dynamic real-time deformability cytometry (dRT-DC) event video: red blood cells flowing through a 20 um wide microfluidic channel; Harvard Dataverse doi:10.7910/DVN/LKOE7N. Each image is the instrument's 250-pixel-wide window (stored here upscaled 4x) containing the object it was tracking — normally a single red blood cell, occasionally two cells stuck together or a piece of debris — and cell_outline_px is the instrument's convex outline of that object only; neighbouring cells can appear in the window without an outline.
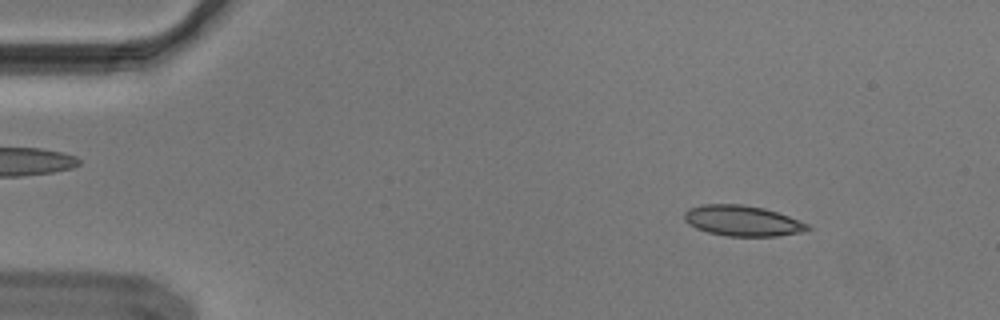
{"species": "Egyptian fruit bat (a non-hibernating species)", "species_latin": "Rousettus aegyptiacus", "temperature_condition": "cold", "stored_images_in_passage": 53, "camera_frame_rate_fps": 3000, "um_per_image_px": 0.085, "animal": {"sex": "male"}, "frame": {"image": 1, "passage_image": 6, "time_ms": 1.667, "image_size_px": [1000, 320], "cell_outline_px": [[812, 228], [804, 232], [776, 236], [728, 236], [708, 232], [696, 228], [688, 224], [684, 220], [684, 212], [688, 208], [704, 204], [740, 204], [764, 208], [800, 220], [808, 224]], "centroid_in_image_um": [63.1, 18.77], "position_along_channel_um": 21.9, "area_um2": 22.02}}
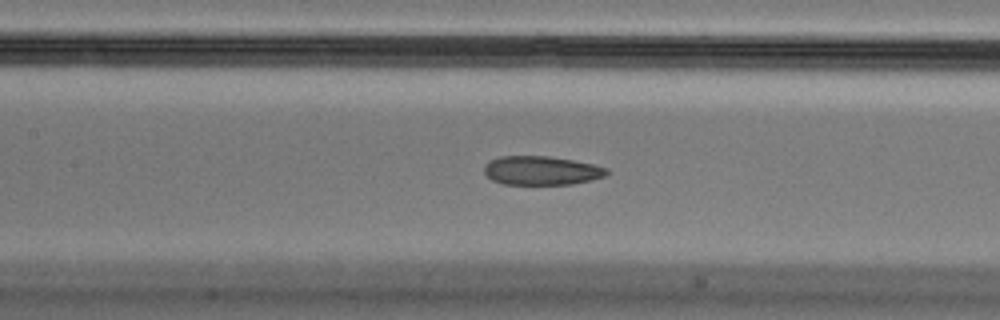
{"frame": {"image": 2, "passage_image": 24, "time_ms": 7.667, "image_size_px": [1000, 320], "cell_outline_px": [[608, 172], [604, 176], [592, 180], [572, 184], [504, 184], [492, 180], [484, 172], [484, 164], [488, 160], [500, 156], [548, 156], [572, 160], [592, 164], [608, 168]], "centroid_in_image_um": [45.99, 14.49], "position_along_channel_um": 161.4, "area_um2": 20.63}}
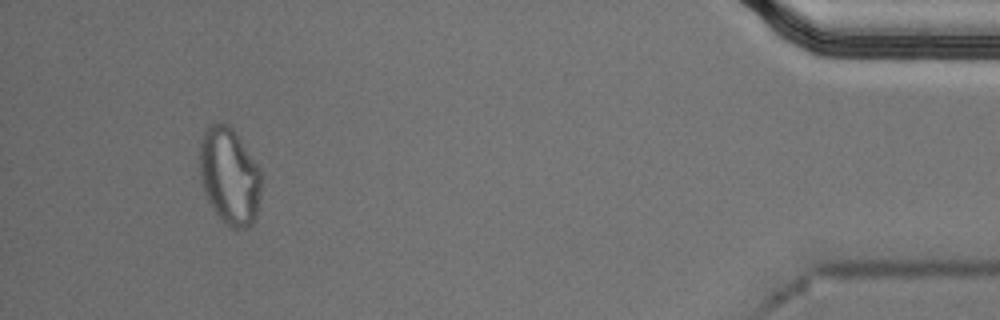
{"frame": {"image": 3, "passage_image": 50, "time_ms": 16.333, "image_size_px": [1000, 320], "cell_outline_px": [[260, 200], [256, 220], [248, 228], [228, 228], [220, 220], [212, 208], [204, 192], [200, 180], [200, 140], [204, 132], [212, 124], [220, 120], [228, 124], [232, 128], [260, 168]], "centroid_in_image_um": [19.5, 15.01], "position_along_channel_um": 415.7, "area_um2": 35.2}, "authors_computed_cell_mechanics": {"area_um2": 21.8484, "velocity_mm_per_s": 3.6661, "shape_relaxation_time_tau1_ms": null, "shape_relaxation_time_tau2_ms": 2.8543, "deformation_change_tau1": null, "deformation_change_tau2": 0.0816}}